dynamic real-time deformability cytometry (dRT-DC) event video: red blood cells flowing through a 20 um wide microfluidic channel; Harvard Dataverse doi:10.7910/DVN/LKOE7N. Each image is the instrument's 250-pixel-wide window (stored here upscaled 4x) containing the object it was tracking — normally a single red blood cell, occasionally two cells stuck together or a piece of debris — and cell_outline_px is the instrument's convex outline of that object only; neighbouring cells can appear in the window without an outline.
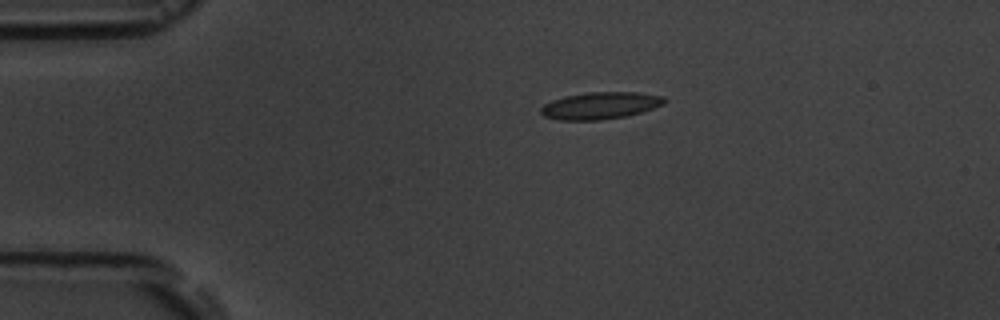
{"species": "common noctule bat (a hibernating species)", "species_latin": "Nyctalus noctula", "temperature_condition": "room temperature", "stored_images_in_passage": 4, "camera_frame_rate_fps": 3000, "um_per_image_px": 0.085, "animal": {"sex": "male", "body_mass_g": 19.5, "forearm_length_mm": 54.6}, "frame": {"image": 1, "passage_image": 1, "time_ms": 0.0, "image_size_px": [1000, 320], "cell_outline_px": [[668, 100], [664, 104], [628, 116], [600, 120], [560, 120], [544, 116], [540, 112], [540, 108], [544, 104], [552, 100], [564, 96], [588, 92], [636, 92], [664, 96]], "centroid_in_image_um": [51.03, 8.97], "position_along_channel_um": 34.0, "area_um2": 19.54}}
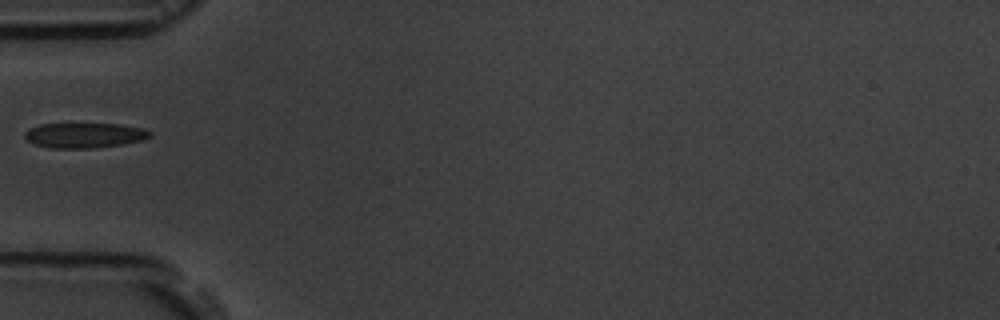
{"frame": {"image": 2, "passage_image": 3, "time_ms": 2.333, "image_size_px": [1000, 320], "cell_outline_px": [[152, 136], [144, 140], [124, 144], [92, 148], [48, 148], [32, 144], [24, 136], [24, 132], [28, 128], [40, 124], [120, 124], [144, 128], [152, 132]], "centroid_in_image_um": [7.18, 11.5], "position_along_channel_um": 77.8, "area_um2": 18.55}}
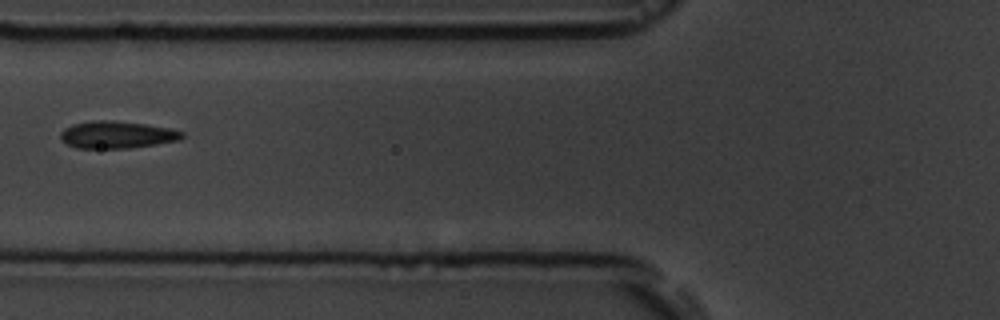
{"frame": {"image": 3, "passage_image": 4, "time_ms": 3.333, "image_size_px": [1000, 320], "cell_outline_px": [[184, 136], [180, 140], [156, 144], [128, 148], [76, 148], [60, 140], [60, 132], [64, 128], [72, 124], [92, 120], [112, 120], [144, 124], [168, 128], [184, 132]], "centroid_in_image_um": [9.9, 11.45], "position_along_channel_um": 115.9, "area_um2": 19.31}}